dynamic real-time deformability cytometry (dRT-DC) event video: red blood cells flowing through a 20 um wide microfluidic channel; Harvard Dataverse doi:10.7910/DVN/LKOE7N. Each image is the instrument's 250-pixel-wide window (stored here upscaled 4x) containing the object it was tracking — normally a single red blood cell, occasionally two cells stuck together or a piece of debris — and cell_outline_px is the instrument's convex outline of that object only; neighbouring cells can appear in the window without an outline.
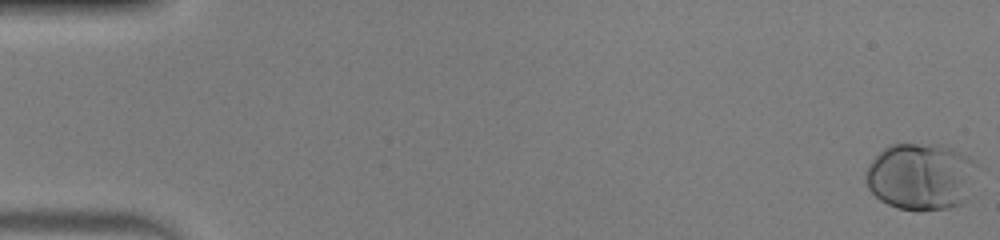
{"species": "human", "species_latin": "Homo sapiens", "temperature_condition": "warm", "stored_images_in_passage": 52, "camera_frame_rate_fps": 3000, "um_per_image_px": 0.085, "donor": {"sex": "male"}, "frame": {"image": 1, "passage_image": 1, "time_ms": 0.0, "image_size_px": [1000, 240], "cell_outline_px": [[976, 164], [968, 200], [960, 204], [948, 208], [920, 212], [896, 208], [880, 200], [868, 188], [864, 180], [864, 172], [868, 164], [888, 144], [936, 144], [952, 148], [968, 156]], "centroid_in_image_um": [78.24, 15.02], "position_along_channel_um": 6.8, "area_um2": 43.93}}
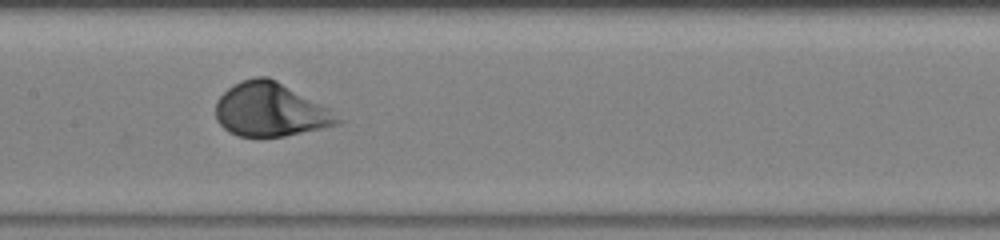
{"frame": {"image": 2, "passage_image": 27, "time_ms": 8.667, "image_size_px": [1000, 240], "cell_outline_px": [[344, 120], [340, 124], [284, 136], [236, 136], [228, 132], [216, 120], [216, 100], [232, 84], [240, 80], [256, 76], [268, 76], [276, 80], [328, 108]], "centroid_in_image_um": [22.95, 9.32], "position_along_channel_um": 184.5, "area_um2": 37.97}}
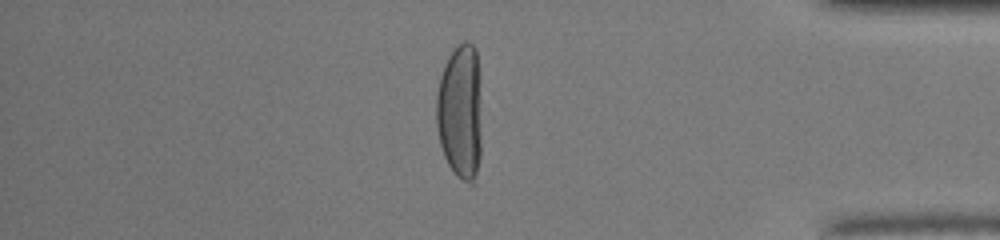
{"frame": {"image": 3, "passage_image": 45, "time_ms": 14.667, "image_size_px": [1000, 240], "cell_outline_px": [[480, 156], [476, 172], [472, 184], [456, 176], [448, 164], [444, 156], [440, 144], [436, 124], [436, 96], [440, 76], [444, 64], [452, 48], [464, 40], [468, 40], [476, 48], [480, 72]], "centroid_in_image_um": [39.11, 9.41], "position_along_channel_um": 396.1, "area_um2": 36.36}}